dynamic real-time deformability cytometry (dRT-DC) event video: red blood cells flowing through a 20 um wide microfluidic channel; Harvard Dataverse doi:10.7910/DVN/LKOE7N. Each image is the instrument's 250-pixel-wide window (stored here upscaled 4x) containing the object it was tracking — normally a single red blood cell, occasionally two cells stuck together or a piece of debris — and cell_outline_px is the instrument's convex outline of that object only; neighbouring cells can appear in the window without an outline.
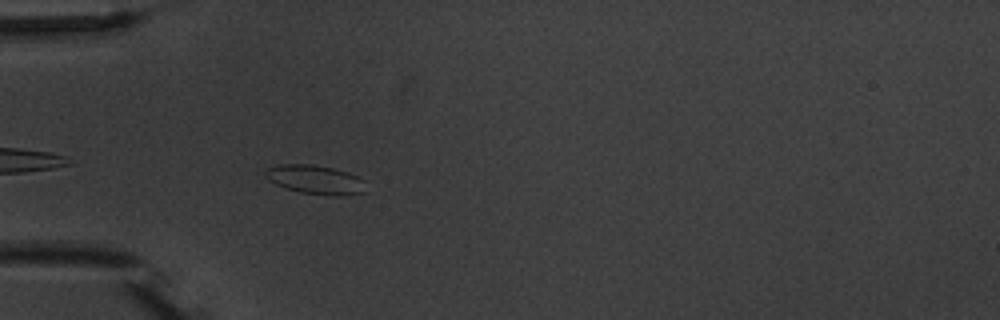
{"species": "common noctule bat (a hibernating species)", "species_latin": "Nyctalus noctula", "temperature_condition": "warm", "stored_images_in_passage": 6, "camera_frame_rate_fps": 3000, "um_per_image_px": 0.085, "animal": {"sex": "male", "body_mass_g": 20.1, "forearm_length_mm": 53.5}, "frame": {"image": 1, "passage_image": 6, "time_ms": 6.0, "image_size_px": [1000, 320], "cell_outline_px": [[364, 192], [340, 196], [328, 196], [300, 192], [284, 188], [268, 180], [264, 176], [264, 172], [268, 168], [280, 164], [312, 164], [332, 168], [348, 172], [364, 180]], "centroid_in_image_um": [26.77, 15.27], "position_along_channel_um": 58.2, "area_um2": 17.05}}